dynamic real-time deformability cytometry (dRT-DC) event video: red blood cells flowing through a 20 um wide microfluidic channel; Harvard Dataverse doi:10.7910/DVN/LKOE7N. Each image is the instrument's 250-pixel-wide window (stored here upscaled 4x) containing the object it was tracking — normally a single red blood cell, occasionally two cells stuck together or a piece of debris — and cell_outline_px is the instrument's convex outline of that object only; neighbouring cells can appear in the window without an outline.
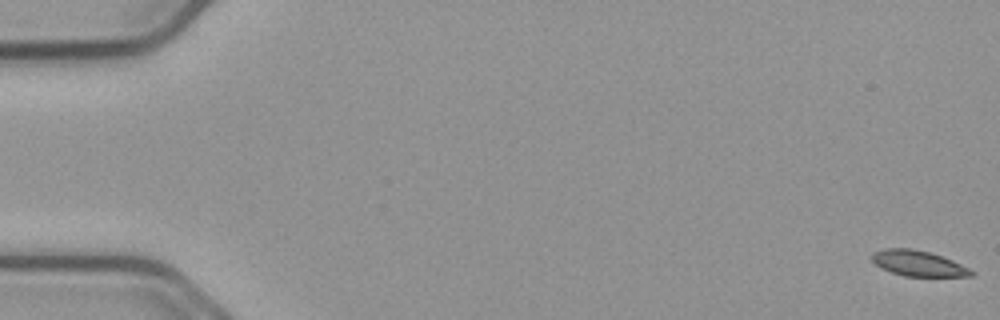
{"species": "common noctule bat (a hibernating species)", "species_latin": "Nyctalus noctula", "temperature_condition": "cold", "stored_images_in_passage": 57, "camera_frame_rate_fps": 3000, "um_per_image_px": 0.085, "animal": {"sex": "male", "body_mass_g": 23.1, "forearm_length_mm": 52.7}, "frame": {"image": 1, "passage_image": 1, "time_ms": 0.0, "image_size_px": [1000, 320], "cell_outline_px": [[976, 272], [972, 276], [904, 276], [880, 268], [872, 260], [872, 252], [884, 248], [912, 248], [928, 252], [952, 260]], "centroid_in_image_um": [78.02, 22.38], "position_along_channel_um": 7.0, "area_um2": 14.68}}
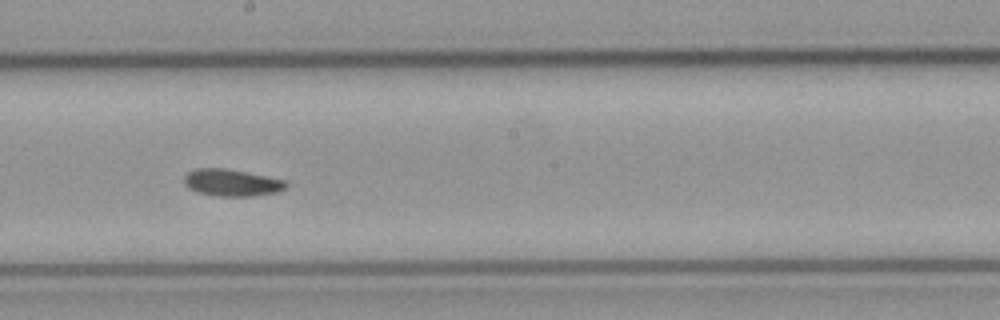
{"frame": {"image": 2, "passage_image": 32, "time_ms": 10.333, "image_size_px": [1000, 320], "cell_outline_px": [[288, 184], [284, 188], [276, 192], [252, 196], [216, 196], [196, 192], [188, 188], [184, 184], [184, 176], [188, 172], [196, 168], [224, 168], [284, 180]], "centroid_in_image_um": [19.63, 15.53], "position_along_channel_um": 228.6, "area_um2": 15.84}}
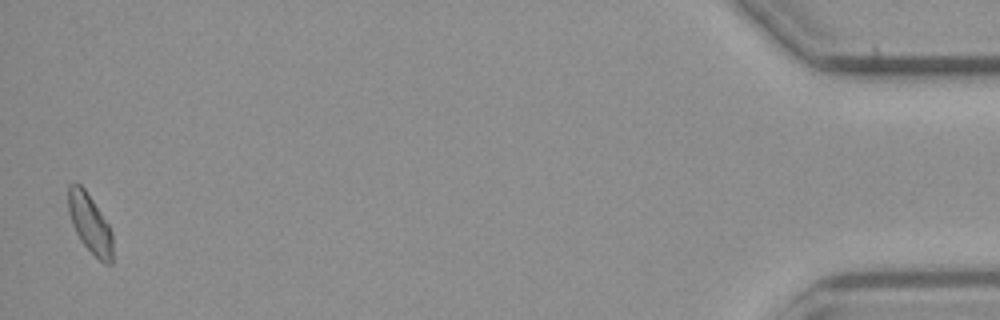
{"frame": {"image": 3, "passage_image": 56, "time_ms": 18.333, "image_size_px": [1000, 320], "cell_outline_px": [[112, 264], [104, 264], [80, 240], [72, 224], [68, 212], [68, 184], [80, 184], [84, 188], [108, 224], [112, 232]], "centroid_in_image_um": [7.63, 19.0], "position_along_channel_um": 427.6, "area_um2": 15.03}, "authors_computed_cell_mechanics": {"area_um2": 15.8372, "velocity_mm_per_s": 3.6822, "shape_relaxation_time_tau1_ms": 4.9032, "shape_relaxation_time_tau2_ms": null, "deformation_change_tau1": 0.106, "deformation_change_tau2": null}}